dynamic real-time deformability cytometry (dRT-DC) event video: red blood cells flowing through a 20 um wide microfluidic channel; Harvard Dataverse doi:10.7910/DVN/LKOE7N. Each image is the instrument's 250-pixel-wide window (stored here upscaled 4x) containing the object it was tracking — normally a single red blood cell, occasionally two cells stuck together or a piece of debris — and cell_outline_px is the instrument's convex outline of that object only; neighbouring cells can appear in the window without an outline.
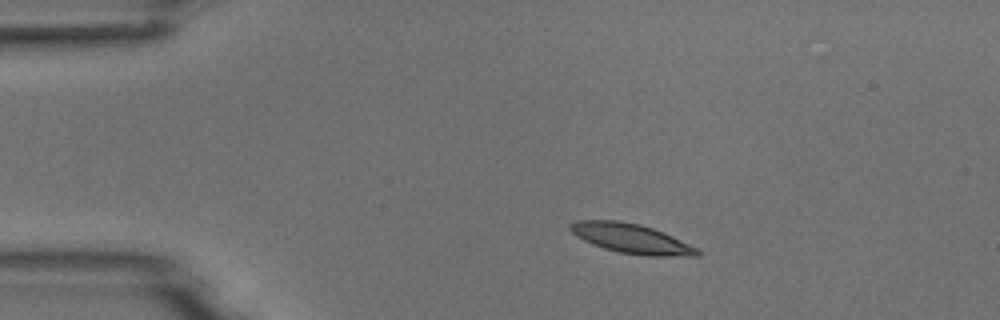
{"species": "common noctule bat (a hibernating species)", "species_latin": "Nyctalus noctula", "temperature_condition": "room temperature", "stored_images_in_passage": 5, "camera_frame_rate_fps": 3000, "um_per_image_px": 0.085, "animal": {"sex": "male", "body_mass_g": 18.8}, "frame": {"image": 1, "passage_image": 1, "time_ms": 0.0, "image_size_px": [1000, 320], "cell_outline_px": [[700, 256], [648, 256], [620, 252], [604, 248], [592, 244], [576, 236], [568, 228], [568, 224], [576, 220], [616, 220], [640, 224], [664, 232], [696, 248], [700, 252]], "centroid_in_image_um": [53.62, 20.27], "position_along_channel_um": 31.4, "area_um2": 21.79}}
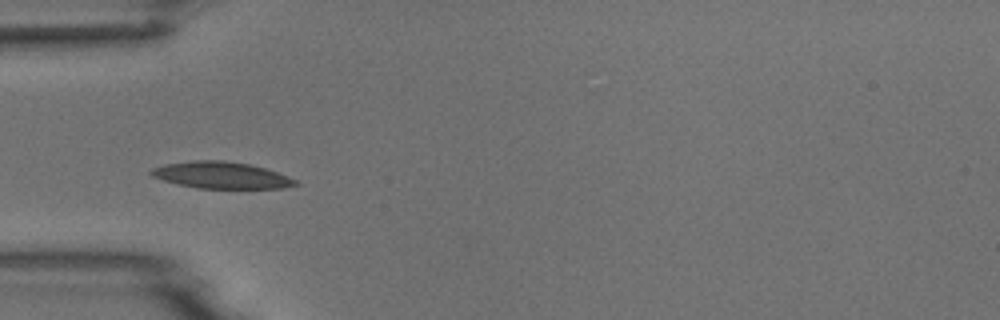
{"frame": {"image": 2, "passage_image": 3, "time_ms": 2.333, "image_size_px": [1000, 320], "cell_outline_px": [[300, 184], [284, 188], [196, 188], [164, 180], [152, 176], [148, 172], [152, 168], [164, 164], [192, 160], [224, 160], [248, 164], [264, 168], [288, 176], [296, 180]], "centroid_in_image_um": [18.8, 14.88], "position_along_channel_um": 66.2, "area_um2": 22.31}}